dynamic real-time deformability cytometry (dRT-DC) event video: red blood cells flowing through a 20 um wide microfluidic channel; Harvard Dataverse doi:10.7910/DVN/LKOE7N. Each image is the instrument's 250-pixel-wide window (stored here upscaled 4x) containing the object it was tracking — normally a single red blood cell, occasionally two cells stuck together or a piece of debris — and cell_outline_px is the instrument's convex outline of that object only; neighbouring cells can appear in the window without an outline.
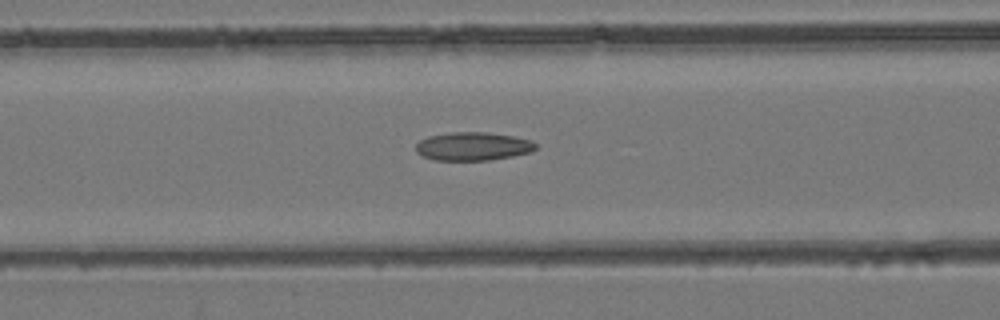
{"species": "common noctule bat (a hibernating species)", "species_latin": "Nyctalus noctula", "temperature_condition": "room temperature", "stored_images_in_passage": 49, "camera_frame_rate_fps": 3000, "um_per_image_px": 0.085, "animal": {"sex": "female", "body_mass_g": 24.6, "forearm_length_mm": 56.2}, "frame": {"image": 1, "passage_image": 21, "time_ms": 6.667, "image_size_px": [1000, 320], "cell_outline_px": [[536, 148], [532, 152], [512, 156], [488, 160], [436, 160], [424, 156], [416, 152], [416, 144], [420, 140], [428, 136], [448, 132], [488, 132], [512, 136], [532, 140], [536, 144]], "centroid_in_image_um": [40.2, 12.43], "position_along_channel_um": 126.4, "area_um2": 19.83}}
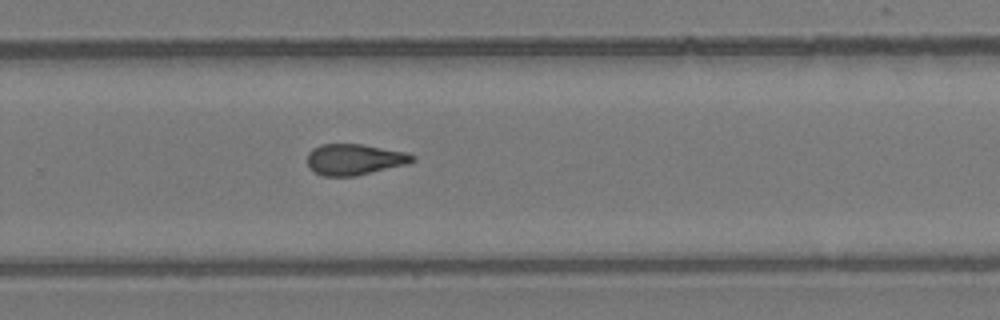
{"frame": {"image": 2, "passage_image": 33, "time_ms": 10.667, "image_size_px": [1000, 320], "cell_outline_px": [[416, 160], [408, 164], [356, 176], [324, 176], [308, 168], [308, 152], [312, 148], [320, 144], [364, 144], [408, 152], [416, 156]], "centroid_in_image_um": [30.17, 13.54], "position_along_channel_um": 299.6, "area_um2": 19.31}}
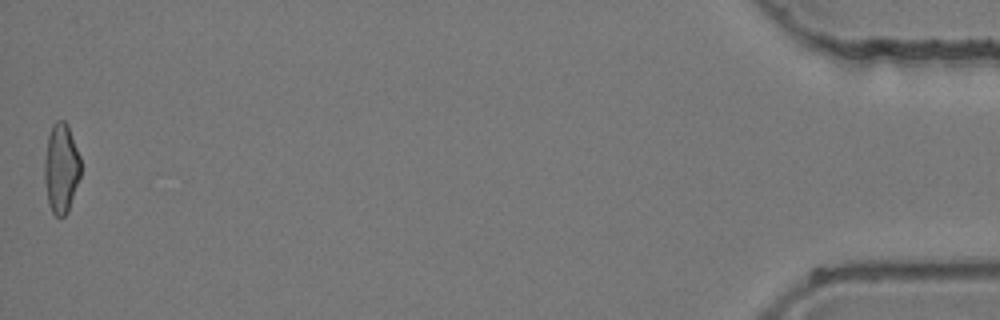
{"frame": {"image": 3, "passage_image": 49, "time_ms": 16.0, "image_size_px": [1000, 320], "cell_outline_px": [[80, 176], [68, 212], [64, 216], [56, 216], [52, 212], [48, 204], [44, 180], [44, 160], [48, 136], [52, 124], [56, 120], [64, 120], [68, 124], [80, 156]], "centroid_in_image_um": [5.19, 14.28], "position_along_channel_um": 430.0, "area_um2": 19.07}}